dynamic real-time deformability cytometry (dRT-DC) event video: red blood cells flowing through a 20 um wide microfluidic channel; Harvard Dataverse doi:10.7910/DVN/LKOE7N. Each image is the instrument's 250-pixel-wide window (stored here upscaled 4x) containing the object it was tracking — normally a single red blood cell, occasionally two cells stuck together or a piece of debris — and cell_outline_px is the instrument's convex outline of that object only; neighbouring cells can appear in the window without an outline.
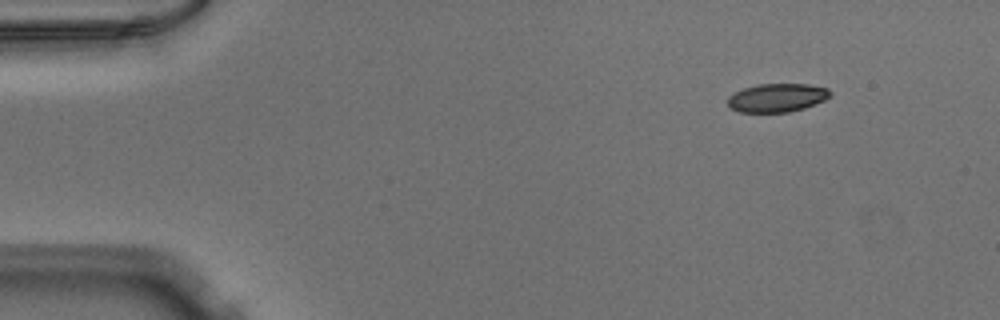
{"species": "Egyptian fruit bat (a non-hibernating species)", "species_latin": "Rousettus aegyptiacus", "temperature_condition": "warm", "stored_images_in_passage": 47, "camera_frame_rate_fps": 3000, "um_per_image_px": 0.085, "animal": {"sex": "male"}, "frame": {"image": 1, "passage_image": 1, "time_ms": 0.0, "image_size_px": [1000, 320], "cell_outline_px": [[832, 96], [824, 100], [804, 108], [788, 112], [740, 112], [732, 108], [728, 104], [728, 96], [744, 88], [756, 84], [808, 84], [828, 88], [832, 92]], "centroid_in_image_um": [66.08, 8.3], "position_along_channel_um": 18.9, "area_um2": 16.99}}
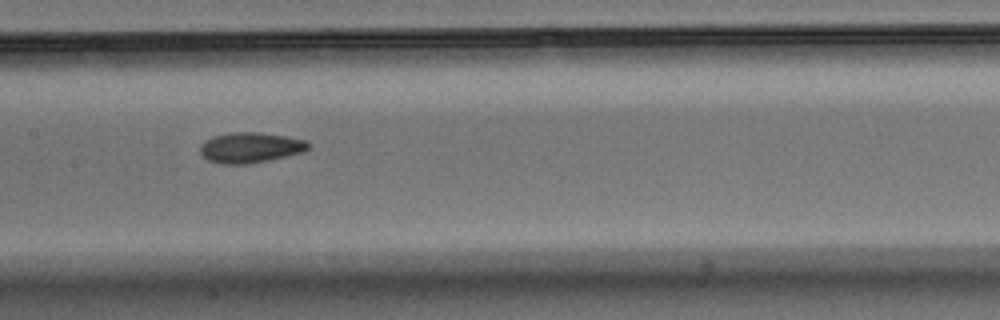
{"frame": {"image": 2, "passage_image": 21, "time_ms": 6.667, "image_size_px": [1000, 320], "cell_outline_px": [[308, 148], [304, 152], [268, 160], [248, 164], [224, 164], [208, 160], [200, 152], [200, 144], [204, 140], [212, 136], [232, 132], [260, 132], [284, 136], [304, 140], [308, 144]], "centroid_in_image_um": [21.23, 12.54], "position_along_channel_um": 186.2, "area_um2": 19.07}}
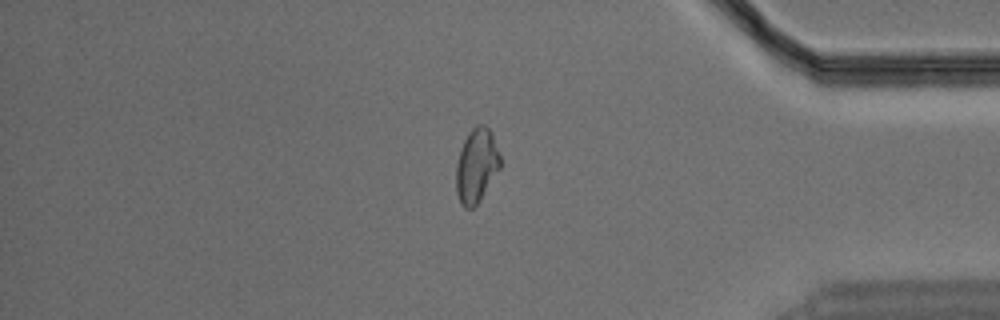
{"frame": {"image": 3, "passage_image": 39, "time_ms": 12.667, "image_size_px": [1000, 320], "cell_outline_px": [[500, 168], [480, 200], [472, 208], [464, 208], [456, 192], [456, 164], [460, 148], [468, 132], [476, 124], [484, 124], [488, 128], [492, 136], [500, 156]], "centroid_in_image_um": [40.48, 14.06], "position_along_channel_um": 394.7, "area_um2": 18.9}}